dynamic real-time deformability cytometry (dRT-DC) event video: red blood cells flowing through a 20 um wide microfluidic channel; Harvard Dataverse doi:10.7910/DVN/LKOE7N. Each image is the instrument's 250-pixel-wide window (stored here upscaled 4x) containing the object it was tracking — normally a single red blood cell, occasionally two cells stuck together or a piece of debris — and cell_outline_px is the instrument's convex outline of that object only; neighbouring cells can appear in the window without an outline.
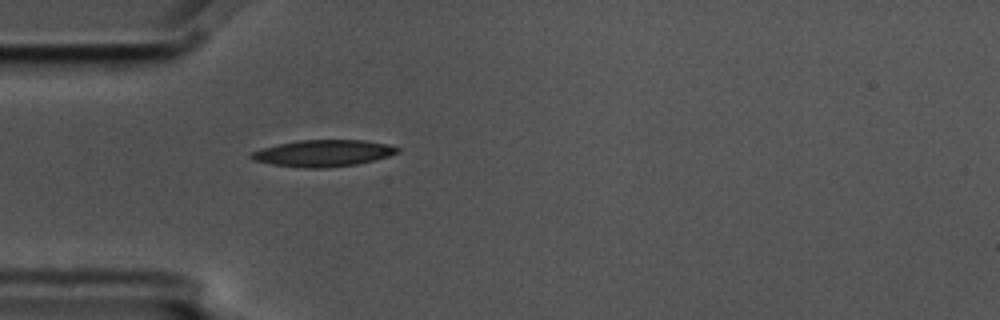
{"species": "common noctule bat (a hibernating species)", "species_latin": "Nyctalus noctula", "temperature_condition": "cold", "stored_images_in_passage": 1, "camera_frame_rate_fps": 3000, "um_per_image_px": 0.085, "animal": {"sex": "male", "body_mass_g": 17.5, "forearm_length_mm": 52.3}, "frame": {"image": 1, "passage_image": 1, "time_ms": 0.0, "image_size_px": [1000, 320], "cell_outline_px": [[400, 152], [388, 156], [356, 164], [328, 168], [304, 168], [272, 164], [252, 160], [248, 156], [252, 152], [264, 148], [296, 140], [364, 140], [388, 144], [400, 148]], "centroid_in_image_um": [27.48, 13.02], "position_along_channel_um": 57.5, "area_um2": 22.6}}